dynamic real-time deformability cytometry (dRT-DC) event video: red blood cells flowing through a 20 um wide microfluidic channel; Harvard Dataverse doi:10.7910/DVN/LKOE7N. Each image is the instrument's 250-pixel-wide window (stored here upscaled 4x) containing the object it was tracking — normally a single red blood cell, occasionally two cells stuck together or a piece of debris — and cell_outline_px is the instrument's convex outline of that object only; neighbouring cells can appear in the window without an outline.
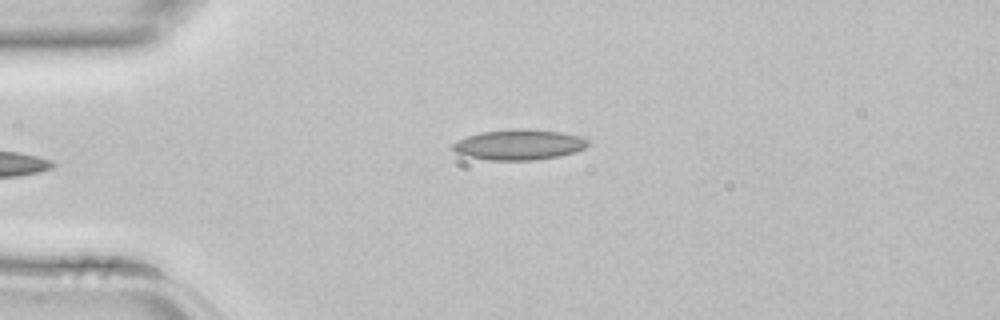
{"species": "common noctule bat (a hibernating species)", "species_latin": "Nyctalus noctula", "temperature_condition": "room temperature", "stored_images_in_passage": 3, "camera_frame_rate_fps": 3000, "um_per_image_px": 0.085, "animal": {"sex": "female", "body_mass_g": 22.7, "forearm_length_mm": 54.2}, "frame": {"image": 1, "passage_image": 3, "time_ms": 0.667, "image_size_px": [1000, 320], "cell_outline_px": [[588, 144], [584, 148], [576, 152], [560, 156], [532, 160], [488, 160], [464, 156], [456, 152], [452, 148], [452, 144], [456, 140], [480, 132], [560, 132], [580, 136], [588, 140]], "centroid_in_image_um": [44.08, 12.36], "position_along_channel_um": 40.9, "area_um2": 22.83}}